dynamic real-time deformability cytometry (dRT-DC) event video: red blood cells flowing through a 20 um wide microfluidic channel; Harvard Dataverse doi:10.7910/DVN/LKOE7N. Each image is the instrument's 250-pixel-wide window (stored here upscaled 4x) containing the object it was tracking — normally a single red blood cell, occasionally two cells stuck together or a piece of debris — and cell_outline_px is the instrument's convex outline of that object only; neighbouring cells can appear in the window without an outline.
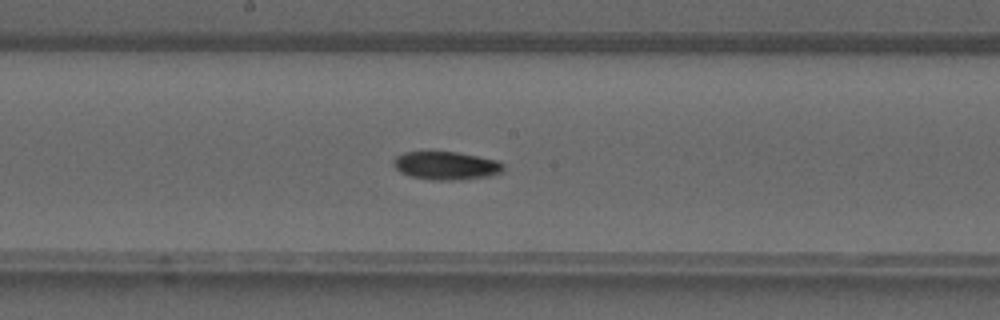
{"species": "common noctule bat (a hibernating species)", "species_latin": "Nyctalus noctula", "temperature_condition": "warm", "stored_images_in_passage": 43, "camera_frame_rate_fps": 3000, "um_per_image_px": 0.085, "animal": {"sex": "male", "forearm_length_mm": 52.5}, "frame": {"image": 1, "passage_image": 23, "time_ms": 7.333, "image_size_px": [1000, 320], "cell_outline_px": [[504, 168], [500, 172], [488, 176], [460, 180], [432, 180], [408, 176], [400, 172], [392, 164], [392, 160], [396, 156], [404, 152], [456, 152], [496, 160], [504, 164]], "centroid_in_image_um": [37.87, 14.08], "position_along_channel_um": 210.3, "area_um2": 18.03}}
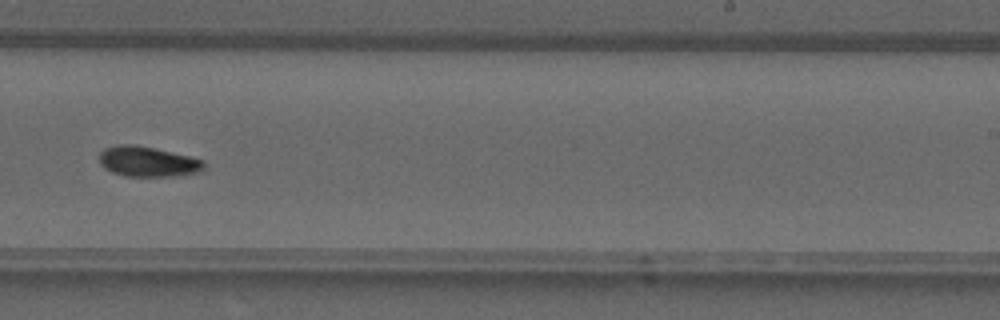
{"frame": {"image": 2, "passage_image": 27, "time_ms": 8.667, "image_size_px": [1000, 320], "cell_outline_px": [[204, 168], [200, 172], [172, 176], [124, 176], [112, 172], [104, 168], [100, 164], [100, 152], [104, 148], [116, 144], [132, 144], [156, 148], [204, 160]], "centroid_in_image_um": [12.53, 13.73], "position_along_channel_um": 276.5, "area_um2": 18.5}}
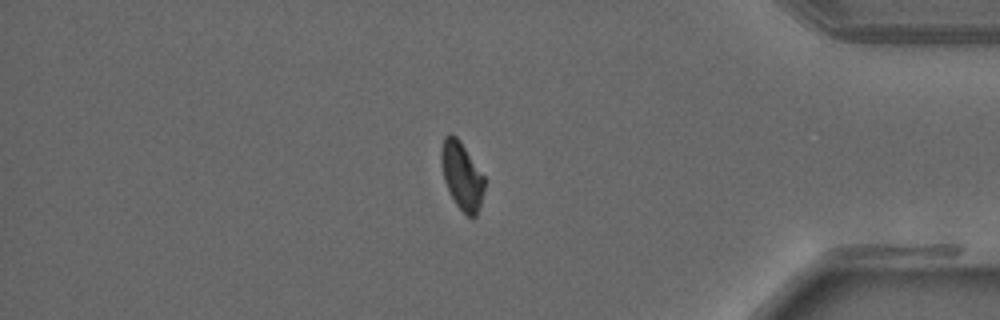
{"frame": {"image": 3, "passage_image": 36, "time_ms": 11.667, "image_size_px": [1000, 320], "cell_outline_px": [[484, 188], [480, 204], [476, 216], [472, 220], [456, 204], [444, 180], [440, 160], [440, 148], [444, 136], [448, 132], [452, 132], [460, 140], [484, 176]], "centroid_in_image_um": [39.23, 14.88], "position_along_channel_um": 396.0, "area_um2": 17.05}}